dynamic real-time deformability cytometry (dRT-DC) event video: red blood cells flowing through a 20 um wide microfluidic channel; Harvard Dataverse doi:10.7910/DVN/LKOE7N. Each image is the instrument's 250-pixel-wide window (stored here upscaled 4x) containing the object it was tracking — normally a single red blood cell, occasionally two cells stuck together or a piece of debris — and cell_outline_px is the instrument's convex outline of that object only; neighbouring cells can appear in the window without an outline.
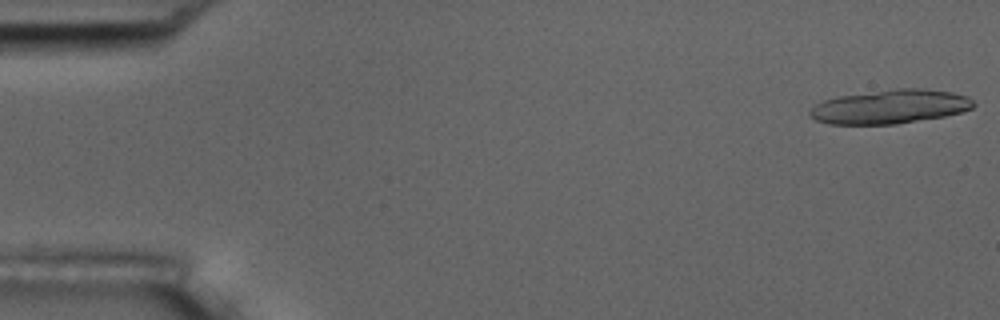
{"species": "common noctule bat (a hibernating species)", "species_latin": "Nyctalus noctula", "temperature_condition": "room temperature", "stored_images_in_passage": 8, "segment_of_instrument_passage": [1, 2], "camera_frame_rate_fps": 3000, "um_per_image_px": 0.085, "animal": {"sex": "male", "body_mass_g": 17.5, "forearm_length_mm": 52.3}, "frame": {"image": 1, "passage_image": 1, "time_ms": 0.0, "image_size_px": [1000, 320], "cell_outline_px": [[976, 104], [972, 108], [960, 112], [944, 116], [896, 124], [828, 124], [816, 120], [808, 112], [816, 104], [824, 100], [836, 96], [896, 88], [924, 88], [952, 92], [968, 96]], "centroid_in_image_um": [75.66, 9.06], "position_along_channel_um": 9.3, "area_um2": 32.43}}